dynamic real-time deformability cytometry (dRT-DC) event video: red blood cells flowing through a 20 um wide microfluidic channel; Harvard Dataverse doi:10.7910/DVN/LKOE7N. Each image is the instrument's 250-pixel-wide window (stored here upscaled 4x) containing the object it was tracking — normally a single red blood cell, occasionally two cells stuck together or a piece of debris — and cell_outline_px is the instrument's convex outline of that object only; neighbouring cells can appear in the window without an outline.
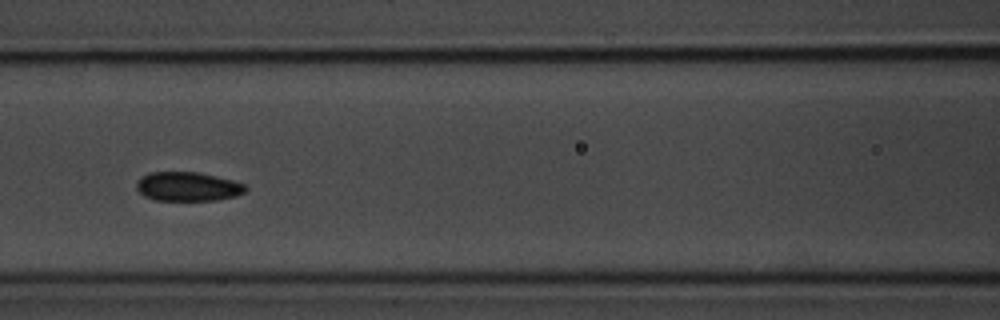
{"species": "common noctule bat (a hibernating species)", "species_latin": "Nyctalus noctula", "temperature_condition": "room temperature", "stored_images_in_passage": 9, "camera_frame_rate_fps": 3000, "um_per_image_px": 0.085, "animal": {"sex": "male", "body_mass_g": 20.1, "forearm_length_mm": 53.5}, "frame": {"image": 1, "passage_image": 7, "time_ms": 6.667, "image_size_px": [1000, 320], "cell_outline_px": [[248, 188], [244, 192], [236, 196], [216, 200], [152, 200], [144, 196], [136, 188], [136, 184], [148, 172], [196, 172], [216, 176], [232, 180], [244, 184]], "centroid_in_image_um": [15.97, 15.86], "position_along_channel_um": 150.6, "area_um2": 18.38}}
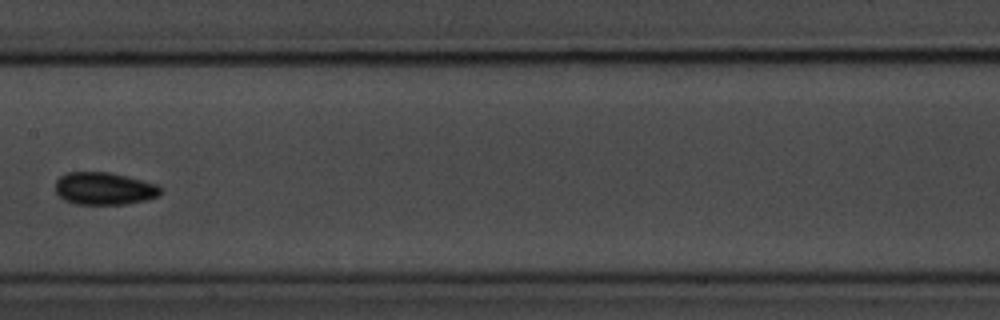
{"frame": {"image": 2, "passage_image": 8, "time_ms": 8.0, "image_size_px": [1000, 320], "cell_outline_px": [[160, 196], [148, 200], [128, 204], [76, 204], [64, 200], [56, 192], [56, 180], [60, 176], [68, 172], [108, 172], [156, 184], [160, 188]], "centroid_in_image_um": [8.85, 16.04], "position_along_channel_um": 198.6, "area_um2": 19.83}}